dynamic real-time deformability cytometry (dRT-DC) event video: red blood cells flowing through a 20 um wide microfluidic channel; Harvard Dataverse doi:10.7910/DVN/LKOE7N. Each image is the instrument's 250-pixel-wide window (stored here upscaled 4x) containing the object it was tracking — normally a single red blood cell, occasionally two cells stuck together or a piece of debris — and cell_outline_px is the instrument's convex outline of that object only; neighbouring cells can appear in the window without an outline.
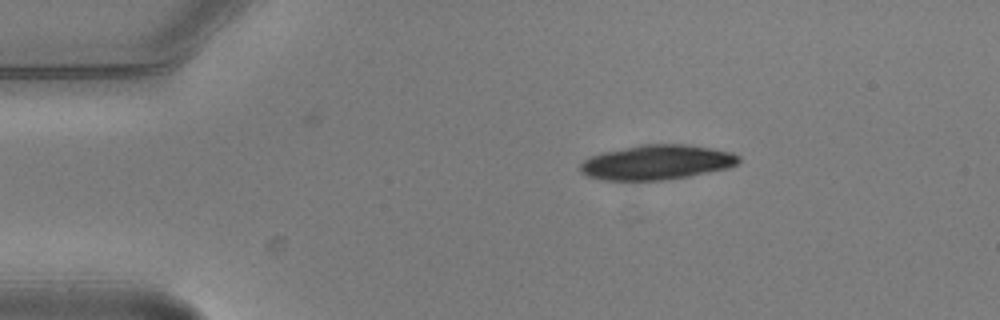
{"species": "common noctule bat (a hibernating species)", "species_latin": "Nyctalus noctula", "temperature_condition": "warm", "stored_images_in_passage": 5, "camera_frame_rate_fps": 3000, "um_per_image_px": 0.085, "animal": {"sex": "male", "body_mass_g": 20.5, "forearm_length_mm": 52.5}, "frame": {"image": 1, "passage_image": 2, "time_ms": 0.333, "image_size_px": [1000, 320], "cell_outline_px": [[740, 164], [728, 168], [688, 176], [664, 180], [604, 180], [588, 176], [580, 172], [580, 164], [584, 160], [592, 156], [604, 152], [640, 144], [688, 144], [732, 152], [740, 156]], "centroid_in_image_um": [55.86, 13.79], "position_along_channel_um": 29.1, "area_um2": 32.08}}